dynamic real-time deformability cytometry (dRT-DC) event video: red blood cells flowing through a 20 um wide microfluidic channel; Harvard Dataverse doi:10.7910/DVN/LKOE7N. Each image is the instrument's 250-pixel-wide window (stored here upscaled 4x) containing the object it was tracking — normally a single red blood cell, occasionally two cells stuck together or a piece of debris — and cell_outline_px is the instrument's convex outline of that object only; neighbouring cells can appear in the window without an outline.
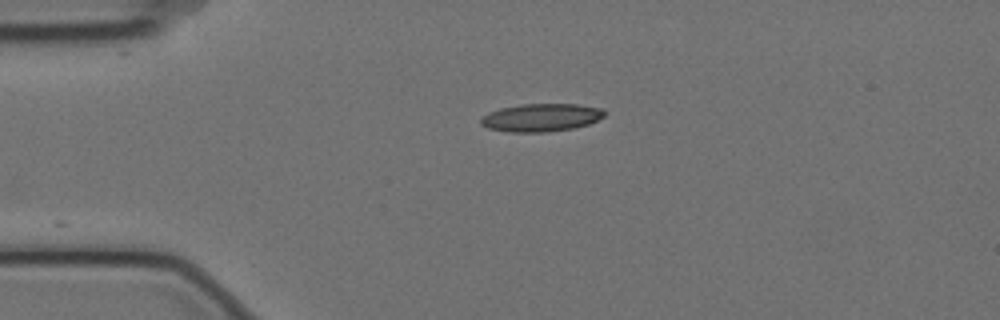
{"species": "Egyptian fruit bat (a non-hibernating species)", "species_latin": "Rousettus aegyptiacus", "temperature_condition": "cold", "stored_images_in_passage": 2, "camera_frame_rate_fps": 3000, "um_per_image_px": 0.085, "animal": {"sex": "female"}, "frame": {"image": 1, "passage_image": 2, "time_ms": 0.333, "image_size_px": [1000, 320], "cell_outline_px": [[604, 116], [588, 124], [572, 128], [548, 132], [508, 132], [488, 128], [480, 124], [480, 116], [488, 112], [500, 108], [520, 104], [576, 104], [604, 108]], "centroid_in_image_um": [45.95, 9.99], "position_along_channel_um": 39.1, "area_um2": 20.23}}